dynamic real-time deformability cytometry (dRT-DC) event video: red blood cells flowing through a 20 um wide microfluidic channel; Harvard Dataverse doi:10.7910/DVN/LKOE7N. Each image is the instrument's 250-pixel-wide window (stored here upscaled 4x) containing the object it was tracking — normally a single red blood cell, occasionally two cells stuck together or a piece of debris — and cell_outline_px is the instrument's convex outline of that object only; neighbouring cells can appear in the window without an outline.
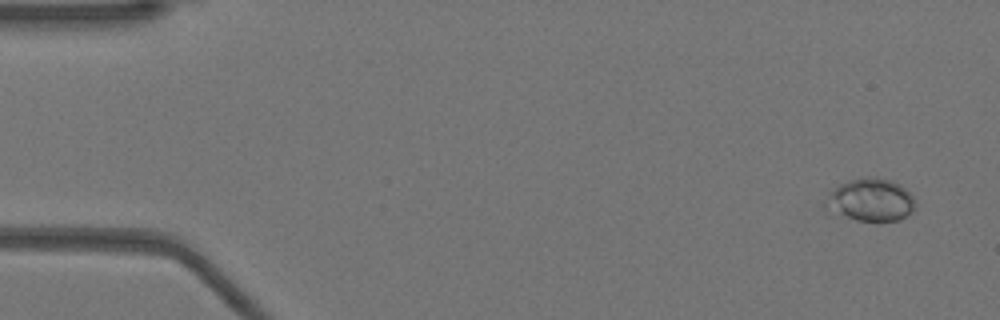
{"species": "Egyptian fruit bat (a non-hibernating species)", "species_latin": "Rousettus aegyptiacus", "temperature_condition": "warm", "stored_images_in_passage": 9, "camera_frame_rate_fps": 3000, "um_per_image_px": 0.085, "animal": {"sex": "female"}, "frame": {"image": 1, "passage_image": 1, "time_ms": 0.0, "image_size_px": [1000, 320], "cell_outline_px": [[916, 208], [912, 212], [900, 220], [856, 220], [824, 204], [828, 192], [840, 184], [848, 180], [860, 176], [876, 176], [892, 180], [900, 184], [916, 200]], "centroid_in_image_um": [74.07, 16.93], "position_along_channel_um": 10.9, "area_um2": 22.14}}